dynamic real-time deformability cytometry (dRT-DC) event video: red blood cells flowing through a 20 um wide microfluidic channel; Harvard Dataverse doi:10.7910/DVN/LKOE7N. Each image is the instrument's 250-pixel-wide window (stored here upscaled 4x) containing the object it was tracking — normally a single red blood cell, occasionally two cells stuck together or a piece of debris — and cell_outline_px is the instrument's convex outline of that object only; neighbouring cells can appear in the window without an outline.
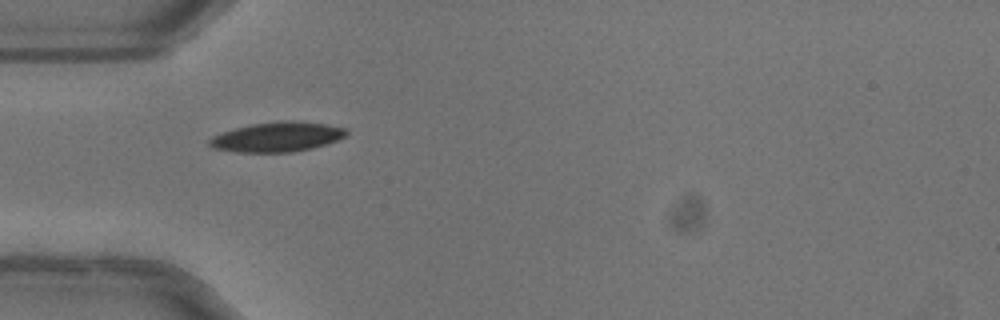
{"species": "common noctule bat (a hibernating species)", "species_latin": "Nyctalus noctula", "temperature_condition": "warm", "stored_images_in_passage": 36, "camera_frame_rate_fps": 3000, "um_per_image_px": 0.085, "animal": {"sex": "female"}, "frame": {"image": 1, "passage_image": 1, "time_ms": 0.0, "image_size_px": [1000, 320], "cell_outline_px": [[348, 132], [344, 136], [336, 140], [312, 148], [292, 152], [236, 152], [212, 148], [208, 144], [208, 140], [212, 136], [236, 128], [252, 124], [284, 120], [296, 120], [324, 124], [344, 128]], "centroid_in_image_um": [23.52, 11.64], "position_along_channel_um": 61.5, "area_um2": 23.52}, "authors_computed_cell_mechanics": {"area_um2": 22.542, "velocity_mm_per_s": 4.0243, "shape_relaxation_time_tau1_ms": 3.1898, "shape_relaxation_time_tau2_ms": null, "deformation_change_tau1": 0.1153, "deformation_change_tau2": null}}